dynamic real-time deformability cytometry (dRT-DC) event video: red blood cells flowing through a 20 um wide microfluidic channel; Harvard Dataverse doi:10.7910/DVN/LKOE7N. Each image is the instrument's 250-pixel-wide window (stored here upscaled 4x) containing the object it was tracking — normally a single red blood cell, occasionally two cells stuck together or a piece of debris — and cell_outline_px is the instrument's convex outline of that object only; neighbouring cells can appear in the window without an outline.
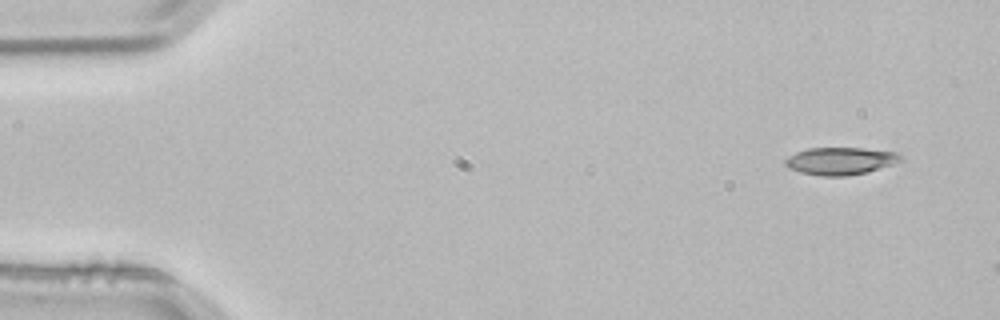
{"species": "common noctule bat (a hibernating species)", "species_latin": "Nyctalus noctula", "temperature_condition": "room temperature", "stored_images_in_passage": 3, "camera_frame_rate_fps": 3000, "um_per_image_px": 0.085, "animal": {"sex": "male", "body_mass_g": 21.5, "forearm_length_mm": 52.0}, "frame": {"image": 1, "passage_image": 1, "time_ms": 0.0, "image_size_px": [1000, 320], "cell_outline_px": [[904, 160], [868, 172], [848, 176], [824, 176], [800, 172], [788, 168], [784, 164], [784, 160], [788, 156], [796, 152], [808, 148], [864, 148], [900, 152], [904, 156]], "centroid_in_image_um": [71.48, 13.67], "position_along_channel_um": 13.5, "area_um2": 18.73}}